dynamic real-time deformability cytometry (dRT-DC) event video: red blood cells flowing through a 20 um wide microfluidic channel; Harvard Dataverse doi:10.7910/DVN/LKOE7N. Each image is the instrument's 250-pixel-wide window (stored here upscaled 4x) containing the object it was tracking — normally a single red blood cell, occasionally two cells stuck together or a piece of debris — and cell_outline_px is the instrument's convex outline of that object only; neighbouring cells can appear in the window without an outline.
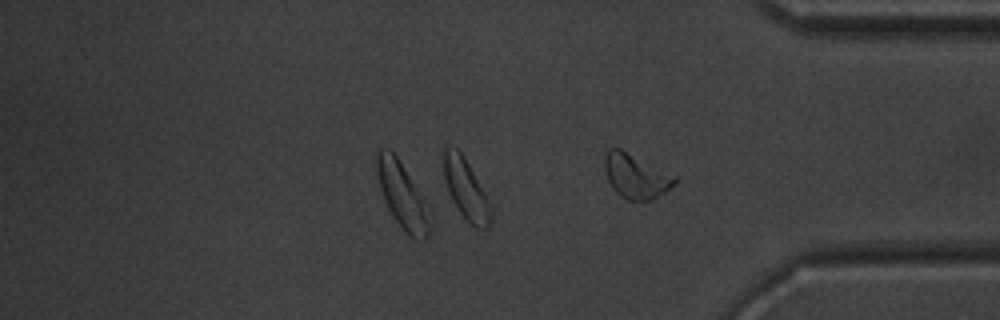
{"species": "common noctule bat (a hibernating species)", "species_latin": "Nyctalus noctula", "temperature_condition": "warm", "stored_images_in_passage": 28, "segment_of_instrument_passage": [2, 2], "camera_frame_rate_fps": 3000, "um_per_image_px": 0.085, "animal": {"sex": "male", "body_mass_g": 20.1, "forearm_length_mm": 53.5}, "frame": {"image": 1, "passage_image": 28, "time_ms": 9.0, "image_size_px": [1000, 320], "cell_outline_px": [[676, 180], [664, 192], [652, 200], [628, 200], [620, 196], [612, 188], [608, 180], [604, 168], [604, 156], [608, 148], [620, 148], [676, 176]], "centroid_in_image_um": [53.99, 14.96], "position_along_channel_um": 381.2, "area_um2": 17.92}}